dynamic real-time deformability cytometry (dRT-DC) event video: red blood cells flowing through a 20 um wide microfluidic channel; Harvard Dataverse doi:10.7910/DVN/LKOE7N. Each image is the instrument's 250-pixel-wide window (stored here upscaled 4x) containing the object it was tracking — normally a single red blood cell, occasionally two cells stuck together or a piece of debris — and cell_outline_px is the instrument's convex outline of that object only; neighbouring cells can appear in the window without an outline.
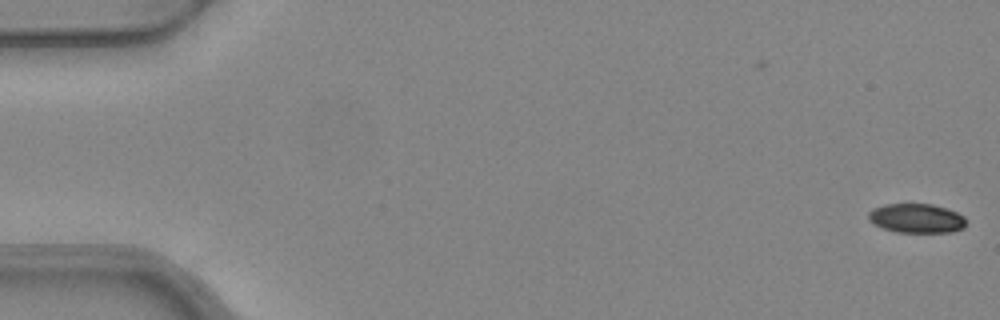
{"species": "common noctule bat (a hibernating species)", "species_latin": "Nyctalus noctula", "temperature_condition": "warm", "stored_images_in_passage": 2, "camera_frame_rate_fps": 3000, "um_per_image_px": 0.085, "animal": {"sex": "female", "body_mass_g": 24.6, "forearm_length_mm": 56.2}, "frame": {"image": 1, "passage_image": 2, "time_ms": 0.333, "image_size_px": [1000, 320], "cell_outline_px": [[964, 228], [952, 232], [896, 232], [884, 228], [868, 220], [868, 212], [872, 208], [884, 204], [932, 204], [956, 212], [964, 216]], "centroid_in_image_um": [77.87, 18.55], "position_along_channel_um": 7.1, "area_um2": 16.53}}